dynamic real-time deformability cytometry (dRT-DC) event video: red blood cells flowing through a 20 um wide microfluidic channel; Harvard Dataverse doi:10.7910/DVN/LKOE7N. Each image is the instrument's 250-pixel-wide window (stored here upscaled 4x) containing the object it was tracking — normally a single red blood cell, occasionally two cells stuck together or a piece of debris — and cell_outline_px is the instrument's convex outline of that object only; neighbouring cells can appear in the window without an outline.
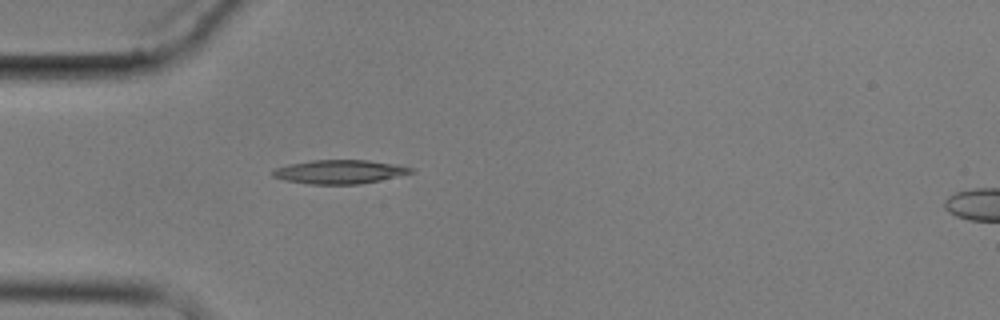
{"species": "common noctule bat (a hibernating species)", "species_latin": "Nyctalus noctula", "temperature_condition": "cold", "stored_images_in_passage": 1, "camera_frame_rate_fps": 3000, "um_per_image_px": 0.085, "animal": {"sex": "male", "body_mass_g": 17.9}, "frame": {"image": 1, "passage_image": 1, "time_ms": 0.0, "image_size_px": [1000, 320], "cell_outline_px": [[416, 172], [380, 180], [360, 184], [308, 184], [284, 180], [272, 176], [272, 172], [276, 168], [288, 164], [312, 160], [368, 160], [416, 168]], "centroid_in_image_um": [28.87, 14.6], "position_along_channel_um": 56.1, "area_um2": 19.19}}